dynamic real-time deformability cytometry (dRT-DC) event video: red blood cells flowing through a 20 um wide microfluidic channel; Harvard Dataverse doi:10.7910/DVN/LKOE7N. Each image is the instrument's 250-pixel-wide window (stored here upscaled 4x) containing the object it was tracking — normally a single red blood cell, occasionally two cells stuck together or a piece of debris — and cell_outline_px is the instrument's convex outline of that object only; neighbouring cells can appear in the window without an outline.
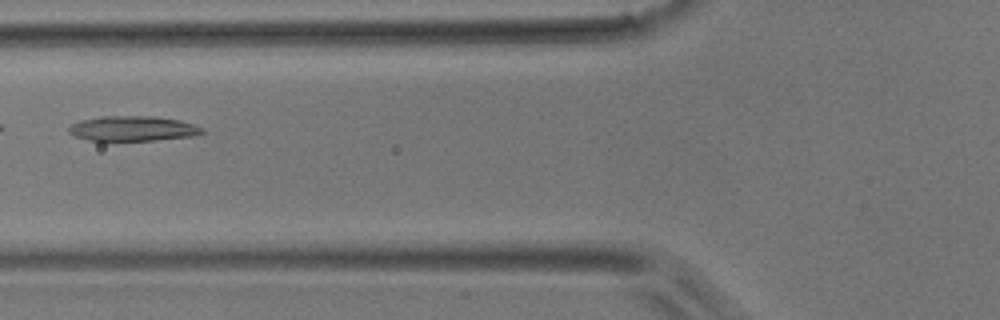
{"species": "common noctule bat (a hibernating species)", "species_latin": "Nyctalus noctula", "temperature_condition": "room temperature", "stored_images_in_passage": 20, "camera_frame_rate_fps": 3000, "um_per_image_px": 0.085, "animal": {"sex": "male", "body_mass_g": 17.9}, "frame": {"image": 1, "passage_image": 4, "time_ms": 1.0, "image_size_px": [1000, 320], "cell_outline_px": [[204, 132], [196, 136], [152, 140], [88, 140], [76, 136], [68, 132], [68, 128], [72, 124], [80, 120], [100, 116], [156, 116], [180, 120], [204, 128]], "centroid_in_image_um": [11.31, 10.91], "position_along_channel_um": 114.5, "area_um2": 19.42}}
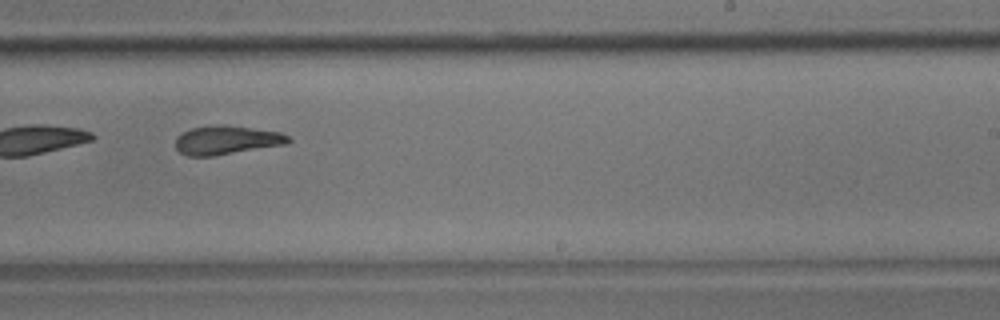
{"frame": {"image": 2, "passage_image": 15, "time_ms": 4.667, "image_size_px": [1000, 320], "cell_outline_px": [[292, 140], [284, 144], [212, 156], [188, 156], [180, 152], [176, 148], [176, 136], [192, 128], [216, 124], [280, 132], [288, 136]], "centroid_in_image_um": [19.21, 11.91], "position_along_channel_um": 269.8, "area_um2": 18.5}}